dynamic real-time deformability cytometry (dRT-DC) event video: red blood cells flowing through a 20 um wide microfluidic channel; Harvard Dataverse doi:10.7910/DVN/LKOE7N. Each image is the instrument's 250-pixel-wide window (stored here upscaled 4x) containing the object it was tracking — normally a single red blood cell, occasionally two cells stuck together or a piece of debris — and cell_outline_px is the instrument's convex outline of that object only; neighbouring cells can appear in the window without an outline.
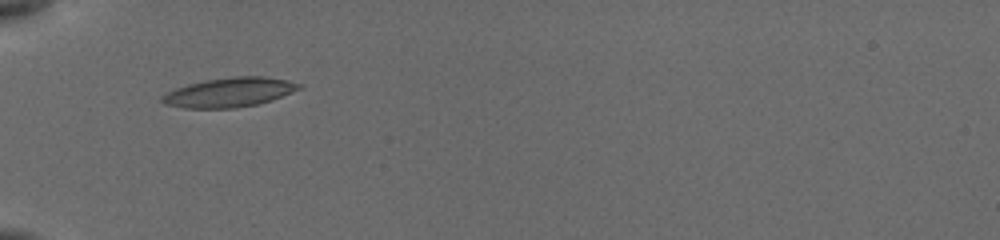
{"species": "common noctule bat (a hibernating species)", "species_latin": "Nyctalus noctula", "temperature_condition": "cold", "stored_images_in_passage": 7, "camera_frame_rate_fps": 3000, "um_per_image_px": 0.085, "animal": {"sex": "female", "body_mass_g": 19.5, "forearm_length_mm": 54.1}, "frame": {"image": 1, "passage_image": 1, "time_ms": 0.0, "image_size_px": [1000, 240], "cell_outline_px": [[304, 88], [272, 100], [256, 104], [232, 108], [184, 108], [164, 104], [160, 100], [160, 96], [176, 88], [188, 84], [204, 80], [232, 76], [264, 76], [288, 80], [304, 84]], "centroid_in_image_um": [19.53, 7.84], "position_along_channel_um": 65.5, "area_um2": 23.7}}
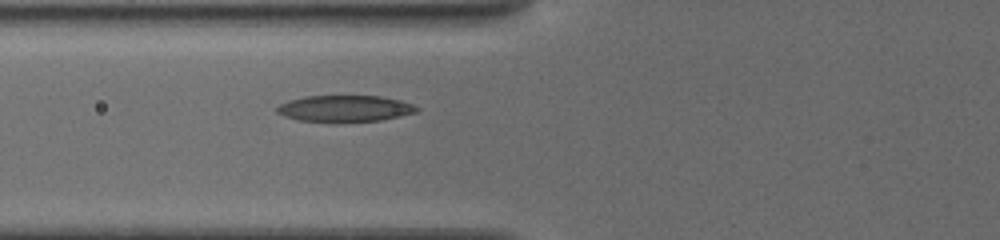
{"frame": {"image": 2, "passage_image": 5, "time_ms": 1.0, "image_size_px": [1000, 240], "cell_outline_px": [[420, 108], [416, 112], [400, 116], [380, 120], [332, 124], [300, 120], [284, 116], [276, 112], [276, 108], [280, 104], [288, 100], [304, 96], [380, 96], [400, 100], [412, 104]], "centroid_in_image_um": [29.28, 9.25], "position_along_channel_um": 96.5, "area_um2": 22.02}}